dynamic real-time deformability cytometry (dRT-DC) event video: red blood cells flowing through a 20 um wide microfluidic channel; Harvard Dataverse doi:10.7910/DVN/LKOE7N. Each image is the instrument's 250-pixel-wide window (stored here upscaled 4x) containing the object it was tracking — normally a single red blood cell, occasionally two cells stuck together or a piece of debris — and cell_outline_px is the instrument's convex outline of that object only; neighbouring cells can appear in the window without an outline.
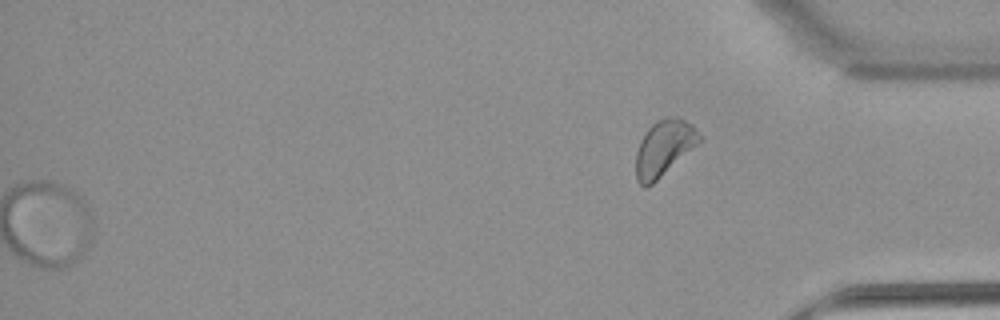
{"species": "common noctule bat (a hibernating species)", "species_latin": "Nyctalus noctula", "temperature_condition": "warm", "stored_images_in_passage": 45, "segment_of_instrument_passage": [2, 2], "camera_frame_rate_fps": 3000, "um_per_image_px": 0.085, "animal": {"sex": "female", "body_mass_g": 22.7, "forearm_length_mm": 54.2}, "frame": {"image": 1, "passage_image": 45, "time_ms": 14.667, "image_size_px": [1000, 320], "cell_outline_px": [[704, 140], [652, 184], [644, 188], [636, 180], [636, 152], [640, 140], [644, 132], [652, 124], [664, 116], [676, 116], [692, 124], [704, 136]], "centroid_in_image_um": [56.47, 12.55], "position_along_channel_um": 378.7, "area_um2": 21.1}}